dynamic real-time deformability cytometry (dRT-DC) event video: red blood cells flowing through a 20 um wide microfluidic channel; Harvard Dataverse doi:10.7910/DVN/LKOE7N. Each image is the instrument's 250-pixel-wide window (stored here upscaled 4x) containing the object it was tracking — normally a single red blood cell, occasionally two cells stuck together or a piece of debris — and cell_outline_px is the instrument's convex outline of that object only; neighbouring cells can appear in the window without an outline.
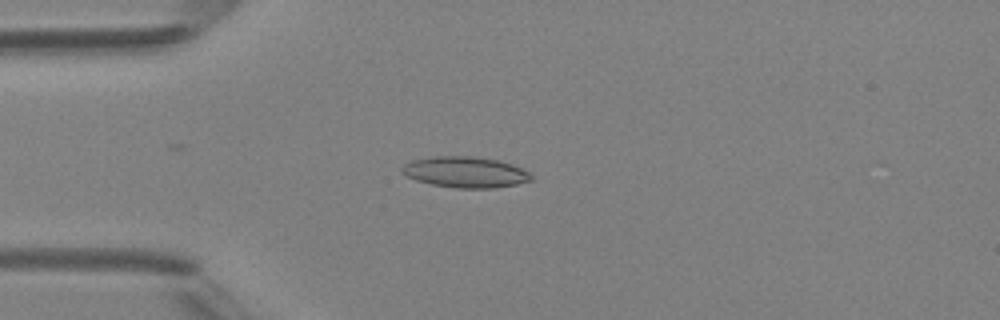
{"species": "Egyptian fruit bat (a non-hibernating species)", "species_latin": "Rousettus aegyptiacus", "temperature_condition": "room temperature", "stored_images_in_passage": 5, "camera_frame_rate_fps": 3000, "um_per_image_px": 0.085, "animal": {"sex": "female"}, "frame": {"image": 1, "passage_image": 5, "time_ms": 5.333, "image_size_px": [1000, 320], "cell_outline_px": [[532, 180], [516, 184], [496, 188], [456, 188], [432, 184], [416, 180], [400, 172], [400, 168], [404, 164], [412, 160], [436, 156], [472, 156], [500, 160], [512, 164], [528, 172], [532, 176]], "centroid_in_image_um": [39.54, 14.63], "position_along_channel_um": 45.5, "area_um2": 23.29}}